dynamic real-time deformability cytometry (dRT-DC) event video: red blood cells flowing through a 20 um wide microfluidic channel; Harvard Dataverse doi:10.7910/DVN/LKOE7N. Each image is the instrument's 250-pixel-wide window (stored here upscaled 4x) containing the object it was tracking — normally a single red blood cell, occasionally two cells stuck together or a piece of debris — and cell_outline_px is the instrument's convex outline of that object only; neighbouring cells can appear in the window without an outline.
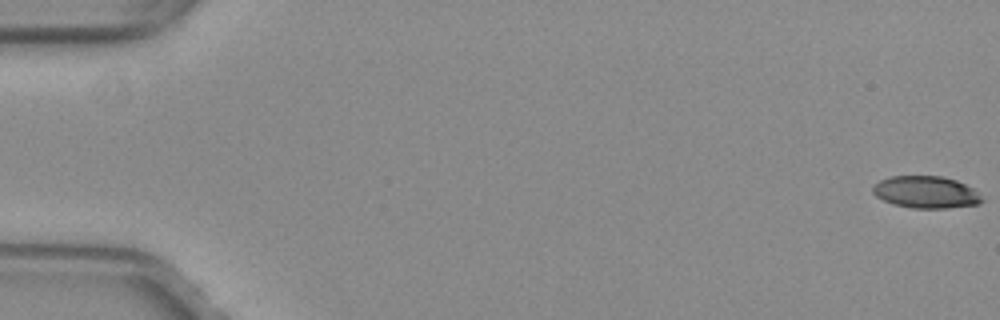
{"species": "common noctule bat (a hibernating species)", "species_latin": "Nyctalus noctula", "temperature_condition": "warm", "stored_images_in_passage": 47, "camera_frame_rate_fps": 3000, "um_per_image_px": 0.085, "animal": {"sex": "female", "body_mass_g": 29.2, "forearm_length_mm": 56.3}, "frame": {"image": 1, "passage_image": 1, "time_ms": 0.0, "image_size_px": [1000, 320], "cell_outline_px": [[984, 200], [980, 204], [948, 208], [912, 208], [892, 204], [876, 196], [872, 192], [872, 188], [880, 180], [892, 176], [940, 176], [956, 180], [972, 188]], "centroid_in_image_um": [78.7, 16.34], "position_along_channel_um": 6.3, "area_um2": 20.29}}
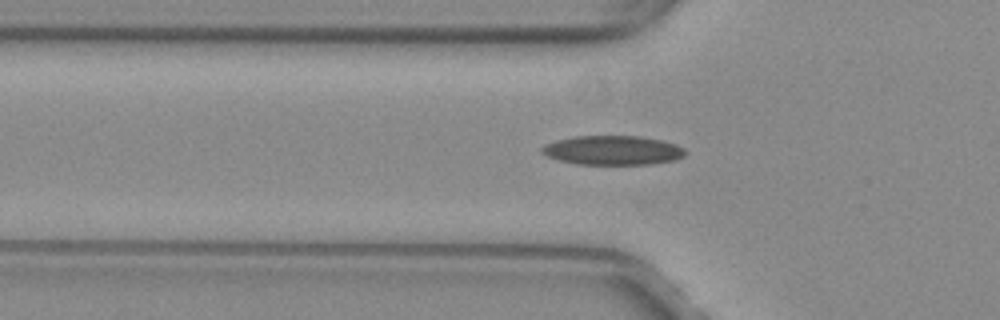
{"frame": {"image": 2, "passage_image": 19, "time_ms": 6.0, "image_size_px": [1000, 320], "cell_outline_px": [[688, 152], [684, 156], [676, 160], [648, 164], [576, 164], [560, 160], [548, 156], [540, 152], [540, 148], [544, 144], [556, 140], [576, 136], [640, 136], [664, 140], [676, 144], [684, 148]], "centroid_in_image_um": [52.11, 12.77], "position_along_channel_um": 73.7, "area_um2": 24.62}}
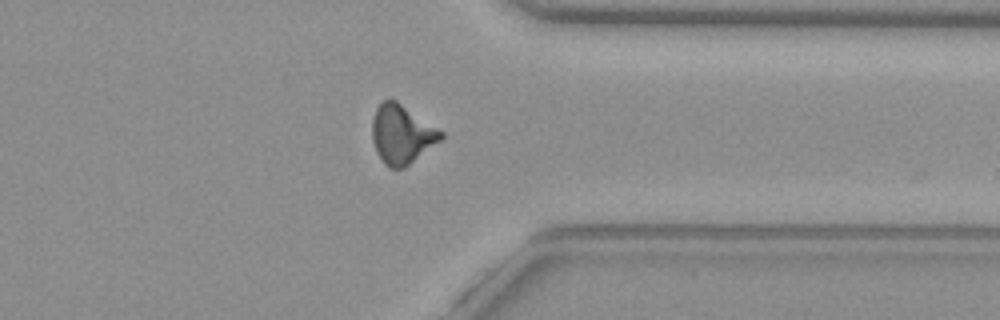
{"frame": {"image": 3, "passage_image": 42, "time_ms": 13.667, "image_size_px": [1000, 320], "cell_outline_px": [[444, 136], [440, 140], [404, 168], [388, 168], [380, 160], [376, 152], [372, 140], [372, 120], [376, 108], [384, 100], [396, 100], [444, 132]], "centroid_in_image_um": [34.12, 11.43], "position_along_channel_um": 377.3, "area_um2": 23.47}, "authors_computed_cell_mechanics": {"area_um2": 22.6576, "velocity_mm_per_s": 4.0094, "shape_relaxation_time_tau1_ms": null, "shape_relaxation_time_tau2_ms": 1.9605, "deformation_change_tau1": null, "deformation_change_tau2": 0.0868}}